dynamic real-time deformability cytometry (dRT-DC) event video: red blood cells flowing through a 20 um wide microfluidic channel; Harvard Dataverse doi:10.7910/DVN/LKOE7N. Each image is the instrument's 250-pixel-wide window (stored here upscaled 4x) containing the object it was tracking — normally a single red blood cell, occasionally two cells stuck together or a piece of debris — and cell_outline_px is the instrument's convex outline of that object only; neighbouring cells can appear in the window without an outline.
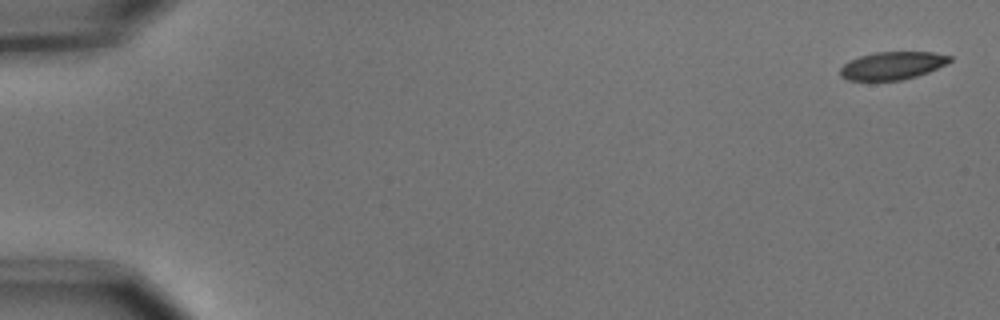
{"species": "common noctule bat (a hibernating species)", "species_latin": "Nyctalus noctula", "temperature_condition": "cold", "stored_images_in_passage": 11, "camera_frame_rate_fps": 3000, "um_per_image_px": 0.085, "animal": {"sex": "male", "body_mass_g": 15.6}, "frame": {"image": 1, "passage_image": 1, "time_ms": 0.0, "image_size_px": [1000, 320], "cell_outline_px": [[952, 60], [928, 72], [916, 76], [900, 80], [848, 80], [840, 76], [840, 68], [844, 64], [860, 56], [876, 52], [932, 52], [952, 56]], "centroid_in_image_um": [75.84, 5.57], "position_along_channel_um": 9.2, "area_um2": 17.51}}